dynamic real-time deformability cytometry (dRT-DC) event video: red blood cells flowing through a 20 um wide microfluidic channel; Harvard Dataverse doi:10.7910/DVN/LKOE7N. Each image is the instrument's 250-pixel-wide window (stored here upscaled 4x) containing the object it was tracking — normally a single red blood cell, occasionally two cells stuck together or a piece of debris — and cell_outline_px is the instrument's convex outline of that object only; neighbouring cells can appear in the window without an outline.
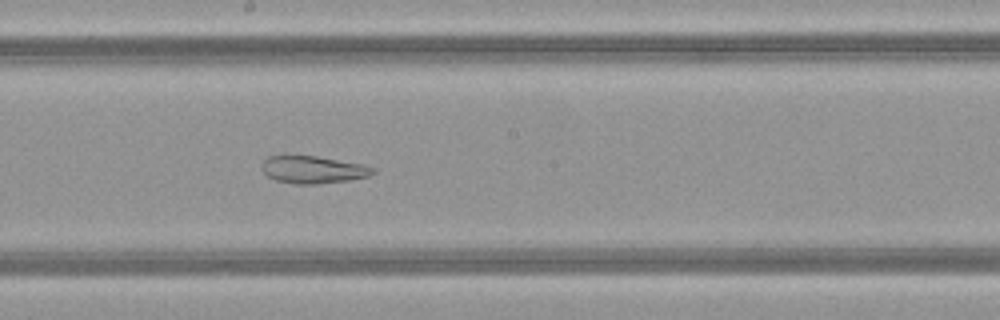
{"species": "common noctule bat (a hibernating species)", "species_latin": "Nyctalus noctula", "temperature_condition": "warm", "stored_images_in_passage": 48, "segment_of_instrument_passage": [2, 2], "camera_frame_rate_fps": 3000, "um_per_image_px": 0.085, "animal": {"sex": "female", "body_mass_g": 21.9}, "frame": {"image": 1, "passage_image": 26, "time_ms": 8.333, "image_size_px": [1000, 320], "cell_outline_px": [[376, 172], [368, 176], [348, 180], [316, 184], [296, 184], [276, 180], [268, 176], [264, 172], [264, 160], [268, 156], [316, 156], [364, 164], [376, 168]], "centroid_in_image_um": [26.67, 14.42], "position_along_channel_um": 221.5, "area_um2": 17.51}}
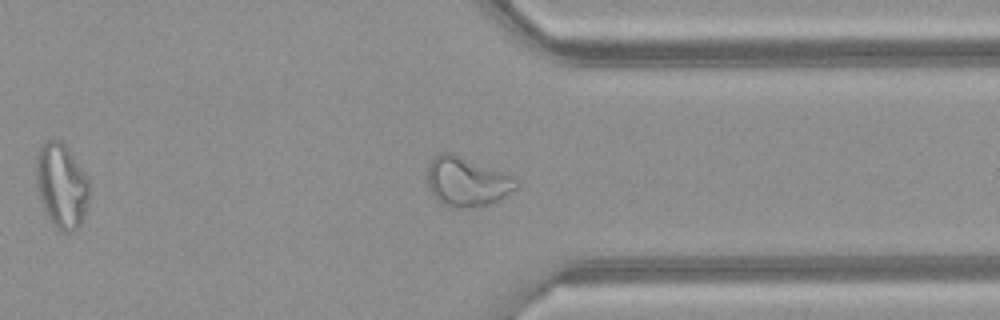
{"frame": {"image": 2, "passage_image": 37, "time_ms": 12.0, "image_size_px": [1000, 320], "cell_outline_px": [[520, 184], [516, 188], [504, 196], [488, 204], [476, 208], [452, 208], [444, 204], [432, 192], [428, 184], [428, 168], [432, 160], [440, 152], [452, 152], [516, 176], [520, 180]], "centroid_in_image_um": [39.75, 15.43], "position_along_channel_um": 371.7, "area_um2": 25.66}}
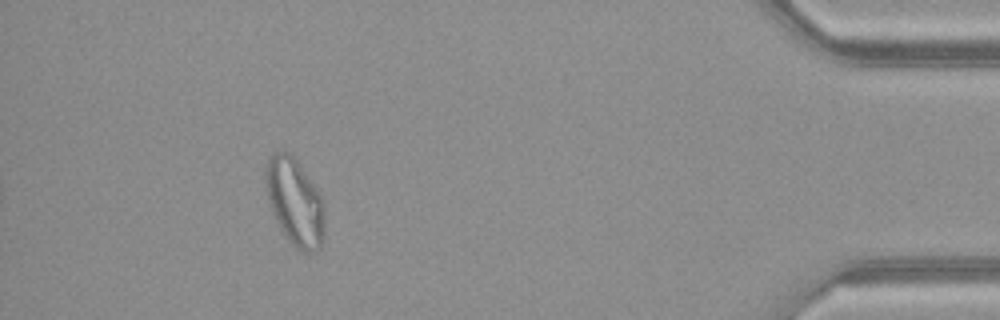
{"frame": {"image": 3, "passage_image": 44, "time_ms": 14.333, "image_size_px": [1000, 320], "cell_outline_px": [[324, 240], [320, 248], [312, 252], [300, 252], [292, 244], [280, 228], [272, 212], [268, 200], [264, 180], [264, 164], [276, 152], [292, 152], [296, 156], [324, 200]], "centroid_in_image_um": [25.07, 17.14], "position_along_channel_um": 410.1, "area_um2": 30.58}}